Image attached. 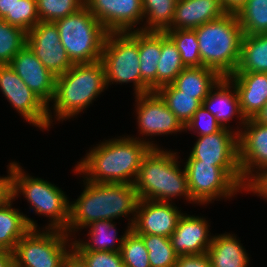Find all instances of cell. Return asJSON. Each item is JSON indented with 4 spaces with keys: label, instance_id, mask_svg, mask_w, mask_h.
I'll return each mask as SVG.
<instances>
[{
    "label": "cell",
    "instance_id": "obj_1",
    "mask_svg": "<svg viewBox=\"0 0 267 267\" xmlns=\"http://www.w3.org/2000/svg\"><path fill=\"white\" fill-rule=\"evenodd\" d=\"M146 140L128 135L100 142L89 149L74 171L93 183L133 184L143 157L151 148H160L154 141Z\"/></svg>",
    "mask_w": 267,
    "mask_h": 267
},
{
    "label": "cell",
    "instance_id": "obj_2",
    "mask_svg": "<svg viewBox=\"0 0 267 267\" xmlns=\"http://www.w3.org/2000/svg\"><path fill=\"white\" fill-rule=\"evenodd\" d=\"M84 190L77 200L70 202L66 233L70 236L92 222L129 218L128 227L133 225L139 203V195L133 184L93 183L83 180Z\"/></svg>",
    "mask_w": 267,
    "mask_h": 267
},
{
    "label": "cell",
    "instance_id": "obj_3",
    "mask_svg": "<svg viewBox=\"0 0 267 267\" xmlns=\"http://www.w3.org/2000/svg\"><path fill=\"white\" fill-rule=\"evenodd\" d=\"M164 150L151 148L143 157L133 183L139 198L172 202L173 198L179 196L185 197L190 203H195L188 190L185 169L181 170L179 167L181 165L177 152Z\"/></svg>",
    "mask_w": 267,
    "mask_h": 267
},
{
    "label": "cell",
    "instance_id": "obj_4",
    "mask_svg": "<svg viewBox=\"0 0 267 267\" xmlns=\"http://www.w3.org/2000/svg\"><path fill=\"white\" fill-rule=\"evenodd\" d=\"M105 89L107 90L105 68L101 60L74 64L64 74L56 76L51 101L54 120L63 122L65 119L76 117Z\"/></svg>",
    "mask_w": 267,
    "mask_h": 267
},
{
    "label": "cell",
    "instance_id": "obj_5",
    "mask_svg": "<svg viewBox=\"0 0 267 267\" xmlns=\"http://www.w3.org/2000/svg\"><path fill=\"white\" fill-rule=\"evenodd\" d=\"M202 65L221 77L232 75L240 60L242 28L235 14H224L194 29Z\"/></svg>",
    "mask_w": 267,
    "mask_h": 267
},
{
    "label": "cell",
    "instance_id": "obj_6",
    "mask_svg": "<svg viewBox=\"0 0 267 267\" xmlns=\"http://www.w3.org/2000/svg\"><path fill=\"white\" fill-rule=\"evenodd\" d=\"M17 162H12V198L22 194L37 215H46L50 223L45 229L66 232L70 201L61 188L47 180L26 174ZM47 226V227H46Z\"/></svg>",
    "mask_w": 267,
    "mask_h": 267
},
{
    "label": "cell",
    "instance_id": "obj_7",
    "mask_svg": "<svg viewBox=\"0 0 267 267\" xmlns=\"http://www.w3.org/2000/svg\"><path fill=\"white\" fill-rule=\"evenodd\" d=\"M54 23L59 31L60 42L73 64L101 60L108 32L85 6Z\"/></svg>",
    "mask_w": 267,
    "mask_h": 267
},
{
    "label": "cell",
    "instance_id": "obj_8",
    "mask_svg": "<svg viewBox=\"0 0 267 267\" xmlns=\"http://www.w3.org/2000/svg\"><path fill=\"white\" fill-rule=\"evenodd\" d=\"M184 169L190 196L197 205L214 203L221 197L228 199L246 186L240 167H218L200 160H187Z\"/></svg>",
    "mask_w": 267,
    "mask_h": 267
},
{
    "label": "cell",
    "instance_id": "obj_9",
    "mask_svg": "<svg viewBox=\"0 0 267 267\" xmlns=\"http://www.w3.org/2000/svg\"><path fill=\"white\" fill-rule=\"evenodd\" d=\"M101 61L107 88L114 83H133L135 95L153 92L141 80L138 43L127 32L107 34Z\"/></svg>",
    "mask_w": 267,
    "mask_h": 267
},
{
    "label": "cell",
    "instance_id": "obj_10",
    "mask_svg": "<svg viewBox=\"0 0 267 267\" xmlns=\"http://www.w3.org/2000/svg\"><path fill=\"white\" fill-rule=\"evenodd\" d=\"M39 229H30L16 244L14 267H62L74 238L63 230Z\"/></svg>",
    "mask_w": 267,
    "mask_h": 267
},
{
    "label": "cell",
    "instance_id": "obj_11",
    "mask_svg": "<svg viewBox=\"0 0 267 267\" xmlns=\"http://www.w3.org/2000/svg\"><path fill=\"white\" fill-rule=\"evenodd\" d=\"M0 89L28 123L49 131L47 105L30 90L9 64L0 65Z\"/></svg>",
    "mask_w": 267,
    "mask_h": 267
},
{
    "label": "cell",
    "instance_id": "obj_12",
    "mask_svg": "<svg viewBox=\"0 0 267 267\" xmlns=\"http://www.w3.org/2000/svg\"><path fill=\"white\" fill-rule=\"evenodd\" d=\"M139 135L160 136L184 132V126L156 92L135 95Z\"/></svg>",
    "mask_w": 267,
    "mask_h": 267
},
{
    "label": "cell",
    "instance_id": "obj_13",
    "mask_svg": "<svg viewBox=\"0 0 267 267\" xmlns=\"http://www.w3.org/2000/svg\"><path fill=\"white\" fill-rule=\"evenodd\" d=\"M26 44L55 76L64 74L74 65L60 42L59 31L54 22L39 21L27 32Z\"/></svg>",
    "mask_w": 267,
    "mask_h": 267
},
{
    "label": "cell",
    "instance_id": "obj_14",
    "mask_svg": "<svg viewBox=\"0 0 267 267\" xmlns=\"http://www.w3.org/2000/svg\"><path fill=\"white\" fill-rule=\"evenodd\" d=\"M84 6L108 33L131 32L144 21L142 0H84Z\"/></svg>",
    "mask_w": 267,
    "mask_h": 267
},
{
    "label": "cell",
    "instance_id": "obj_15",
    "mask_svg": "<svg viewBox=\"0 0 267 267\" xmlns=\"http://www.w3.org/2000/svg\"><path fill=\"white\" fill-rule=\"evenodd\" d=\"M9 65L30 90L47 105L48 121L51 126L53 115L49 104L54 96L56 76L43 65L27 44L14 56Z\"/></svg>",
    "mask_w": 267,
    "mask_h": 267
},
{
    "label": "cell",
    "instance_id": "obj_16",
    "mask_svg": "<svg viewBox=\"0 0 267 267\" xmlns=\"http://www.w3.org/2000/svg\"><path fill=\"white\" fill-rule=\"evenodd\" d=\"M186 160H200L218 167H240L238 133L223 127L219 132L197 137Z\"/></svg>",
    "mask_w": 267,
    "mask_h": 267
},
{
    "label": "cell",
    "instance_id": "obj_17",
    "mask_svg": "<svg viewBox=\"0 0 267 267\" xmlns=\"http://www.w3.org/2000/svg\"><path fill=\"white\" fill-rule=\"evenodd\" d=\"M236 129L239 166L242 178L247 182L267 165V125L259 124L250 118L246 119L243 128L237 126Z\"/></svg>",
    "mask_w": 267,
    "mask_h": 267
},
{
    "label": "cell",
    "instance_id": "obj_18",
    "mask_svg": "<svg viewBox=\"0 0 267 267\" xmlns=\"http://www.w3.org/2000/svg\"><path fill=\"white\" fill-rule=\"evenodd\" d=\"M172 203L140 199L131 229L137 234L170 238L183 214Z\"/></svg>",
    "mask_w": 267,
    "mask_h": 267
},
{
    "label": "cell",
    "instance_id": "obj_19",
    "mask_svg": "<svg viewBox=\"0 0 267 267\" xmlns=\"http://www.w3.org/2000/svg\"><path fill=\"white\" fill-rule=\"evenodd\" d=\"M208 227L210 225L203 216L183 213L170 237L174 252L178 256L207 252L213 239L208 234Z\"/></svg>",
    "mask_w": 267,
    "mask_h": 267
},
{
    "label": "cell",
    "instance_id": "obj_20",
    "mask_svg": "<svg viewBox=\"0 0 267 267\" xmlns=\"http://www.w3.org/2000/svg\"><path fill=\"white\" fill-rule=\"evenodd\" d=\"M227 78L237 90L242 115L254 118L267 103V73L234 72Z\"/></svg>",
    "mask_w": 267,
    "mask_h": 267
},
{
    "label": "cell",
    "instance_id": "obj_21",
    "mask_svg": "<svg viewBox=\"0 0 267 267\" xmlns=\"http://www.w3.org/2000/svg\"><path fill=\"white\" fill-rule=\"evenodd\" d=\"M203 107L215 116L218 123L225 128L226 124L232 121L233 117H238L239 125L243 128L246 119L240 110L239 97L233 83L222 77L211 89L209 95L202 102Z\"/></svg>",
    "mask_w": 267,
    "mask_h": 267
},
{
    "label": "cell",
    "instance_id": "obj_22",
    "mask_svg": "<svg viewBox=\"0 0 267 267\" xmlns=\"http://www.w3.org/2000/svg\"><path fill=\"white\" fill-rule=\"evenodd\" d=\"M224 14L220 0H177L174 18L167 30L195 29Z\"/></svg>",
    "mask_w": 267,
    "mask_h": 267
},
{
    "label": "cell",
    "instance_id": "obj_23",
    "mask_svg": "<svg viewBox=\"0 0 267 267\" xmlns=\"http://www.w3.org/2000/svg\"><path fill=\"white\" fill-rule=\"evenodd\" d=\"M137 43L141 80L156 91V74L161 56V32L134 30L127 32Z\"/></svg>",
    "mask_w": 267,
    "mask_h": 267
},
{
    "label": "cell",
    "instance_id": "obj_24",
    "mask_svg": "<svg viewBox=\"0 0 267 267\" xmlns=\"http://www.w3.org/2000/svg\"><path fill=\"white\" fill-rule=\"evenodd\" d=\"M112 220H99L92 222L85 227L88 230V242L83 240H74L72 248L75 251H111L120 252L125 235L131 229L127 227L121 238L117 237L118 232L116 225ZM84 241V242H83ZM117 242V243H116ZM116 243V244H115Z\"/></svg>",
    "mask_w": 267,
    "mask_h": 267
},
{
    "label": "cell",
    "instance_id": "obj_25",
    "mask_svg": "<svg viewBox=\"0 0 267 267\" xmlns=\"http://www.w3.org/2000/svg\"><path fill=\"white\" fill-rule=\"evenodd\" d=\"M13 198L0 207V248L14 251L16 244L30 230L37 229L36 221L12 208Z\"/></svg>",
    "mask_w": 267,
    "mask_h": 267
},
{
    "label": "cell",
    "instance_id": "obj_26",
    "mask_svg": "<svg viewBox=\"0 0 267 267\" xmlns=\"http://www.w3.org/2000/svg\"><path fill=\"white\" fill-rule=\"evenodd\" d=\"M235 234L214 235L208 248L211 267H248L250 258Z\"/></svg>",
    "mask_w": 267,
    "mask_h": 267
},
{
    "label": "cell",
    "instance_id": "obj_27",
    "mask_svg": "<svg viewBox=\"0 0 267 267\" xmlns=\"http://www.w3.org/2000/svg\"><path fill=\"white\" fill-rule=\"evenodd\" d=\"M221 78L216 71L204 66L186 67L171 84L182 91V94L196 95V99L202 104Z\"/></svg>",
    "mask_w": 267,
    "mask_h": 267
},
{
    "label": "cell",
    "instance_id": "obj_28",
    "mask_svg": "<svg viewBox=\"0 0 267 267\" xmlns=\"http://www.w3.org/2000/svg\"><path fill=\"white\" fill-rule=\"evenodd\" d=\"M235 72L267 73V34L243 35Z\"/></svg>",
    "mask_w": 267,
    "mask_h": 267
},
{
    "label": "cell",
    "instance_id": "obj_29",
    "mask_svg": "<svg viewBox=\"0 0 267 267\" xmlns=\"http://www.w3.org/2000/svg\"><path fill=\"white\" fill-rule=\"evenodd\" d=\"M184 68L186 67L176 45L165 32H161V56L156 74V91L164 85L171 84Z\"/></svg>",
    "mask_w": 267,
    "mask_h": 267
},
{
    "label": "cell",
    "instance_id": "obj_30",
    "mask_svg": "<svg viewBox=\"0 0 267 267\" xmlns=\"http://www.w3.org/2000/svg\"><path fill=\"white\" fill-rule=\"evenodd\" d=\"M177 0H142L144 25L135 30L165 32L174 18Z\"/></svg>",
    "mask_w": 267,
    "mask_h": 267
},
{
    "label": "cell",
    "instance_id": "obj_31",
    "mask_svg": "<svg viewBox=\"0 0 267 267\" xmlns=\"http://www.w3.org/2000/svg\"><path fill=\"white\" fill-rule=\"evenodd\" d=\"M156 92L184 127L202 105L196 99V95L182 94V91L176 89L172 84L164 85Z\"/></svg>",
    "mask_w": 267,
    "mask_h": 267
},
{
    "label": "cell",
    "instance_id": "obj_32",
    "mask_svg": "<svg viewBox=\"0 0 267 267\" xmlns=\"http://www.w3.org/2000/svg\"><path fill=\"white\" fill-rule=\"evenodd\" d=\"M236 16L243 35L267 34V0H247Z\"/></svg>",
    "mask_w": 267,
    "mask_h": 267
},
{
    "label": "cell",
    "instance_id": "obj_33",
    "mask_svg": "<svg viewBox=\"0 0 267 267\" xmlns=\"http://www.w3.org/2000/svg\"><path fill=\"white\" fill-rule=\"evenodd\" d=\"M165 34L176 45L185 67H202L199 43L194 29L166 30Z\"/></svg>",
    "mask_w": 267,
    "mask_h": 267
},
{
    "label": "cell",
    "instance_id": "obj_34",
    "mask_svg": "<svg viewBox=\"0 0 267 267\" xmlns=\"http://www.w3.org/2000/svg\"><path fill=\"white\" fill-rule=\"evenodd\" d=\"M148 250V259L151 267H174L178 255L174 252L169 237L139 234Z\"/></svg>",
    "mask_w": 267,
    "mask_h": 267
},
{
    "label": "cell",
    "instance_id": "obj_35",
    "mask_svg": "<svg viewBox=\"0 0 267 267\" xmlns=\"http://www.w3.org/2000/svg\"><path fill=\"white\" fill-rule=\"evenodd\" d=\"M27 32L0 19V65L9 64L26 45Z\"/></svg>",
    "mask_w": 267,
    "mask_h": 267
},
{
    "label": "cell",
    "instance_id": "obj_36",
    "mask_svg": "<svg viewBox=\"0 0 267 267\" xmlns=\"http://www.w3.org/2000/svg\"><path fill=\"white\" fill-rule=\"evenodd\" d=\"M120 254L125 267H151L144 241L132 229L125 235Z\"/></svg>",
    "mask_w": 267,
    "mask_h": 267
},
{
    "label": "cell",
    "instance_id": "obj_37",
    "mask_svg": "<svg viewBox=\"0 0 267 267\" xmlns=\"http://www.w3.org/2000/svg\"><path fill=\"white\" fill-rule=\"evenodd\" d=\"M39 20L55 22L76 13L84 6V0H36Z\"/></svg>",
    "mask_w": 267,
    "mask_h": 267
},
{
    "label": "cell",
    "instance_id": "obj_38",
    "mask_svg": "<svg viewBox=\"0 0 267 267\" xmlns=\"http://www.w3.org/2000/svg\"><path fill=\"white\" fill-rule=\"evenodd\" d=\"M222 128L215 116L201 105L185 125L184 130L194 131L197 137H200L219 132Z\"/></svg>",
    "mask_w": 267,
    "mask_h": 267
},
{
    "label": "cell",
    "instance_id": "obj_39",
    "mask_svg": "<svg viewBox=\"0 0 267 267\" xmlns=\"http://www.w3.org/2000/svg\"><path fill=\"white\" fill-rule=\"evenodd\" d=\"M36 0H17L14 6L13 25L28 32L39 22Z\"/></svg>",
    "mask_w": 267,
    "mask_h": 267
},
{
    "label": "cell",
    "instance_id": "obj_40",
    "mask_svg": "<svg viewBox=\"0 0 267 267\" xmlns=\"http://www.w3.org/2000/svg\"><path fill=\"white\" fill-rule=\"evenodd\" d=\"M88 267H125L120 252L76 251Z\"/></svg>",
    "mask_w": 267,
    "mask_h": 267
},
{
    "label": "cell",
    "instance_id": "obj_41",
    "mask_svg": "<svg viewBox=\"0 0 267 267\" xmlns=\"http://www.w3.org/2000/svg\"><path fill=\"white\" fill-rule=\"evenodd\" d=\"M245 191L252 192L267 200V165L258 170L247 182Z\"/></svg>",
    "mask_w": 267,
    "mask_h": 267
},
{
    "label": "cell",
    "instance_id": "obj_42",
    "mask_svg": "<svg viewBox=\"0 0 267 267\" xmlns=\"http://www.w3.org/2000/svg\"><path fill=\"white\" fill-rule=\"evenodd\" d=\"M174 267H211L207 252L201 254L180 255Z\"/></svg>",
    "mask_w": 267,
    "mask_h": 267
},
{
    "label": "cell",
    "instance_id": "obj_43",
    "mask_svg": "<svg viewBox=\"0 0 267 267\" xmlns=\"http://www.w3.org/2000/svg\"><path fill=\"white\" fill-rule=\"evenodd\" d=\"M8 165L7 177L0 176V207L12 199V162Z\"/></svg>",
    "mask_w": 267,
    "mask_h": 267
},
{
    "label": "cell",
    "instance_id": "obj_44",
    "mask_svg": "<svg viewBox=\"0 0 267 267\" xmlns=\"http://www.w3.org/2000/svg\"><path fill=\"white\" fill-rule=\"evenodd\" d=\"M17 0H0V19L13 25L14 6Z\"/></svg>",
    "mask_w": 267,
    "mask_h": 267
},
{
    "label": "cell",
    "instance_id": "obj_45",
    "mask_svg": "<svg viewBox=\"0 0 267 267\" xmlns=\"http://www.w3.org/2000/svg\"><path fill=\"white\" fill-rule=\"evenodd\" d=\"M62 267H88L84 259L72 248L64 257Z\"/></svg>",
    "mask_w": 267,
    "mask_h": 267
},
{
    "label": "cell",
    "instance_id": "obj_46",
    "mask_svg": "<svg viewBox=\"0 0 267 267\" xmlns=\"http://www.w3.org/2000/svg\"><path fill=\"white\" fill-rule=\"evenodd\" d=\"M220 2L225 13L237 15L247 0H220Z\"/></svg>",
    "mask_w": 267,
    "mask_h": 267
},
{
    "label": "cell",
    "instance_id": "obj_47",
    "mask_svg": "<svg viewBox=\"0 0 267 267\" xmlns=\"http://www.w3.org/2000/svg\"><path fill=\"white\" fill-rule=\"evenodd\" d=\"M0 267H14L13 252L0 248Z\"/></svg>",
    "mask_w": 267,
    "mask_h": 267
},
{
    "label": "cell",
    "instance_id": "obj_48",
    "mask_svg": "<svg viewBox=\"0 0 267 267\" xmlns=\"http://www.w3.org/2000/svg\"><path fill=\"white\" fill-rule=\"evenodd\" d=\"M253 119L259 124L267 125V103Z\"/></svg>",
    "mask_w": 267,
    "mask_h": 267
}]
</instances>
